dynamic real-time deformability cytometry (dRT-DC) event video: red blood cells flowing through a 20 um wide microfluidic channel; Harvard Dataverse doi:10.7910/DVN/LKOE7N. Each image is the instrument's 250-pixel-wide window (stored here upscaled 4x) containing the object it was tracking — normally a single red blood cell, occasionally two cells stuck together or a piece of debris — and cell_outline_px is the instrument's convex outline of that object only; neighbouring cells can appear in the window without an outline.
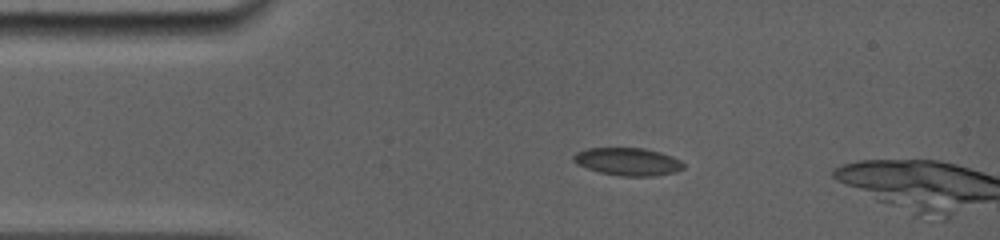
{"species": "common noctule bat (a hibernating species)", "species_latin": "Nyctalus noctula", "temperature_condition": "room temperature", "stored_images_in_passage": 28, "camera_frame_rate_fps": 5000, "um_per_image_px": 0.085, "animal": {"sex": "female", "body_mass_g": 19.0, "forearm_length_mm": 56.7}, "frame": {"image": 1, "passage_image": 6, "time_ms": 2.6, "image_size_px": [1000, 240], "cell_outline_px": [[684, 168], [676, 172], [656, 176], [620, 176], [600, 172], [576, 164], [572, 160], [572, 156], [576, 152], [588, 148], [644, 148], [660, 152], [672, 156], [680, 160], [684, 164]], "centroid_in_image_um": [53.37, 13.74], "position_along_channel_um": 31.6, "area_um2": 17.86}}
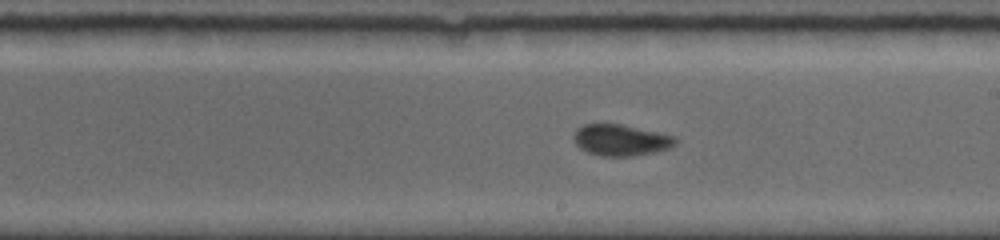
{"frame": {"image": 2, "passage_image": 19, "time_ms": 8.8, "image_size_px": [1000, 240], "cell_outline_px": [[676, 144], [668, 148], [652, 152], [632, 156], [600, 156], [588, 152], [580, 148], [576, 144], [572, 136], [576, 128], [584, 124], [620, 124], [676, 136]], "centroid_in_image_um": [52.73, 11.9], "position_along_channel_um": 236.3, "area_um2": 18.44}}
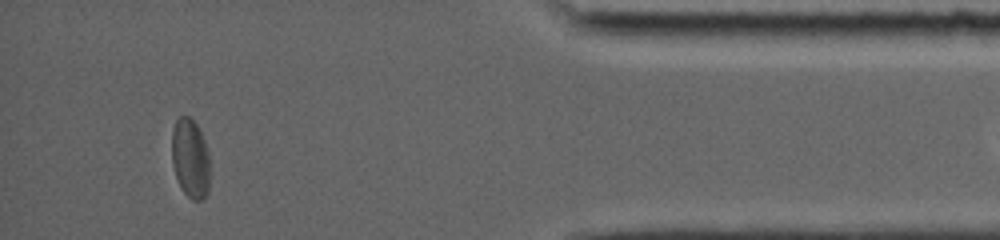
{"frame": {"image": 3, "passage_image": 27, "time_ms": 14.4, "image_size_px": [1000, 240], "cell_outline_px": [[208, 192], [200, 200], [192, 200], [180, 188], [172, 164], [172, 128], [176, 120], [180, 116], [188, 116], [196, 124], [204, 140], [208, 152]], "centroid_in_image_um": [16.15, 13.46], "position_along_channel_um": 419.1, "area_um2": 17.4}}